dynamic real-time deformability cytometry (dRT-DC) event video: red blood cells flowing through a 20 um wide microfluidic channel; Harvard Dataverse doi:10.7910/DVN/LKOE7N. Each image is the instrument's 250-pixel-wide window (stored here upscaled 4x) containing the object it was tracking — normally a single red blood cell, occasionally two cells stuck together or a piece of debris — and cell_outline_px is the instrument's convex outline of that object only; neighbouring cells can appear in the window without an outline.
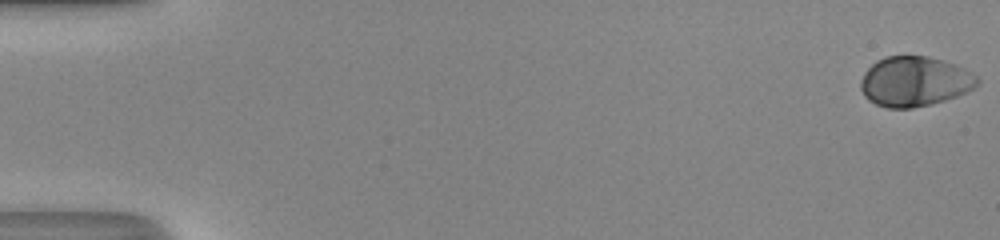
{"species": "human", "species_latin": "Homo sapiens", "temperature_condition": "room temperature", "stored_images_in_passage": 51, "camera_frame_rate_fps": 3000, "um_per_image_px": 0.085, "donor": {"sex": "male"}, "frame": {"image": 1, "passage_image": 1, "time_ms": 0.0, "image_size_px": [1000, 240], "cell_outline_px": [[980, 84], [956, 96], [944, 100], [912, 108], [888, 108], [876, 104], [868, 100], [864, 96], [860, 88], [860, 80], [864, 72], [876, 60], [884, 56], [928, 56], [956, 64], [972, 72], [980, 80]], "centroid_in_image_um": [77.72, 6.91], "position_along_channel_um": 7.3, "area_um2": 33.99}}
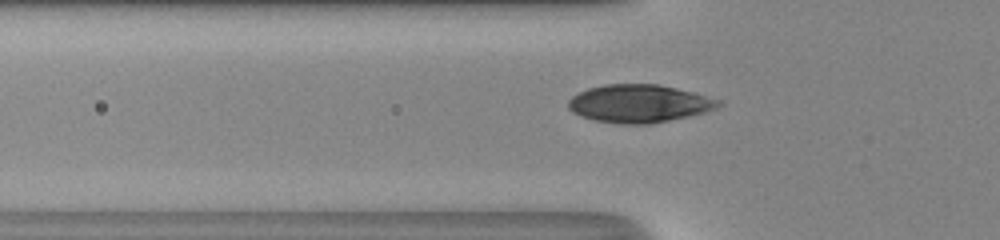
{"frame": {"image": 2, "passage_image": 19, "time_ms": 6.0, "image_size_px": [1000, 240], "cell_outline_px": [[724, 104], [716, 108], [704, 112], [688, 116], [648, 124], [620, 124], [596, 120], [572, 112], [568, 108], [568, 100], [572, 96], [588, 88], [604, 84], [660, 84], [692, 92], [720, 100]], "centroid_in_image_um": [54.32, 8.79], "position_along_channel_um": 71.5, "area_um2": 32.95}}
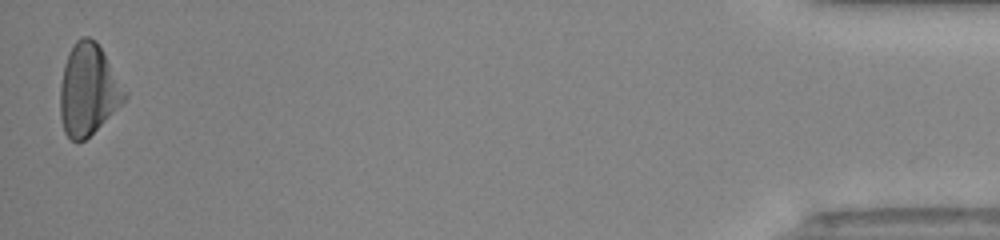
{"frame": {"image": 3, "passage_image": 51, "time_ms": 16.667, "image_size_px": [1000, 240], "cell_outline_px": [[128, 96], [84, 140], [72, 140], [64, 132], [60, 116], [60, 84], [64, 64], [68, 52], [72, 44], [76, 40], [84, 36], [88, 36], [96, 40], [128, 92]], "centroid_in_image_um": [7.48, 7.57], "position_along_channel_um": 427.7, "area_um2": 33.99}, "authors_computed_cell_mechanics": {"area_um2": 33.3506, "velocity_mm_per_s": 4.1928, "shape_relaxation_time_tau1_ms": 2.7214, "shape_relaxation_time_tau2_ms": null, "deformation_change_tau1": 0.1745, "deformation_change_tau2": null}}